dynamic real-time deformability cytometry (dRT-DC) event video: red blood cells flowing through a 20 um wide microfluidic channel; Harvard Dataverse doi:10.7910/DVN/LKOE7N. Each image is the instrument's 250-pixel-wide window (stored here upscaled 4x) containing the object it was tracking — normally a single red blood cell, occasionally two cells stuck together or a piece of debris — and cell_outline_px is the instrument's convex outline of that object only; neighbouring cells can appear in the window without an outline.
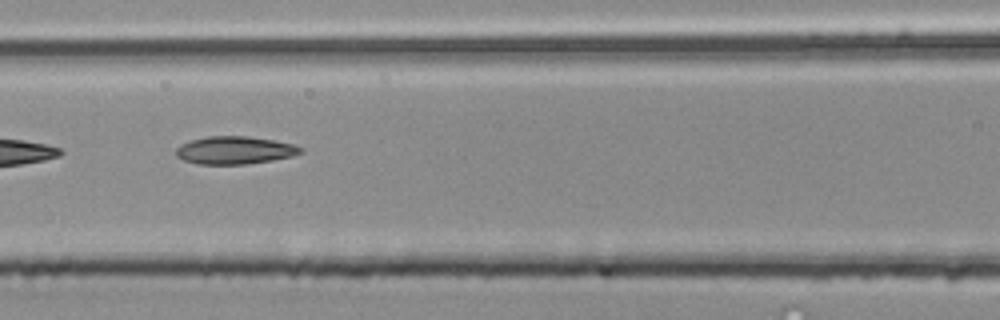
{"species": "common noctule bat (a hibernating species)", "species_latin": "Nyctalus noctula", "temperature_condition": "room temperature", "stored_images_in_passage": 4, "camera_frame_rate_fps": 3000, "um_per_image_px": 0.085, "animal": {"sex": "male", "body_mass_g": 20.4}, "frame": {"image": 1, "passage_image": 4, "time_ms": 1.0, "image_size_px": [1000, 320], "cell_outline_px": [[304, 152], [292, 156], [272, 160], [244, 164], [196, 164], [184, 160], [176, 156], [176, 148], [180, 144], [192, 140], [208, 136], [248, 136], [296, 144], [304, 148]], "centroid_in_image_um": [19.97, 12.77], "position_along_channel_um": 146.6, "area_um2": 20.23}}